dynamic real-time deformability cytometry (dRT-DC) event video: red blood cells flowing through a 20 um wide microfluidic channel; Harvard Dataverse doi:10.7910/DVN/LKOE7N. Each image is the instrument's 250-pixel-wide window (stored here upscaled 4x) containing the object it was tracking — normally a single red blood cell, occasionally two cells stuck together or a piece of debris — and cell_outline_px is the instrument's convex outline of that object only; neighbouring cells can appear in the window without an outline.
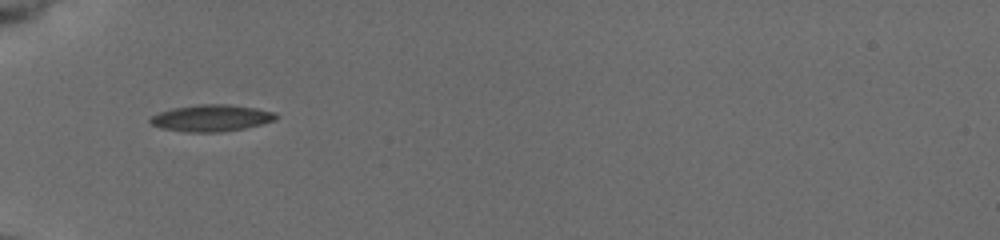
{"species": "common noctule bat (a hibernating species)", "species_latin": "Nyctalus noctula", "temperature_condition": "cold", "stored_images_in_passage": 36, "camera_frame_rate_fps": 3000, "um_per_image_px": 0.085, "animal": {"sex": "female", "body_mass_g": 19.5, "forearm_length_mm": 54.1}, "frame": {"image": 1, "passage_image": 1, "time_ms": 0.0, "image_size_px": [1000, 240], "cell_outline_px": [[280, 116], [276, 120], [244, 128], [220, 132], [184, 132], [160, 128], [152, 124], [148, 120], [152, 116], [160, 112], [172, 108], [200, 104], [228, 104], [256, 108], [276, 112]], "centroid_in_image_um": [17.98, 10.03], "position_along_channel_um": 67.0, "area_um2": 19.65}}
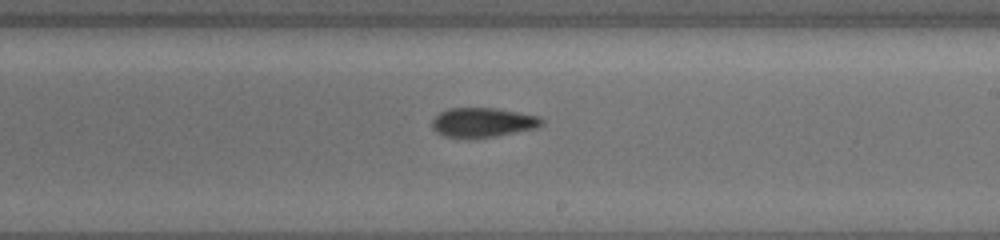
{"frame": {"image": 2, "passage_image": 16, "time_ms": 5.0, "image_size_px": [1000, 240], "cell_outline_px": [[544, 124], [536, 128], [496, 136], [464, 140], [444, 136], [436, 132], [432, 128], [432, 120], [440, 112], [448, 108], [496, 108], [540, 116], [544, 120]], "centroid_in_image_um": [41.02, 10.43], "position_along_channel_um": 248.0, "area_um2": 19.25}}
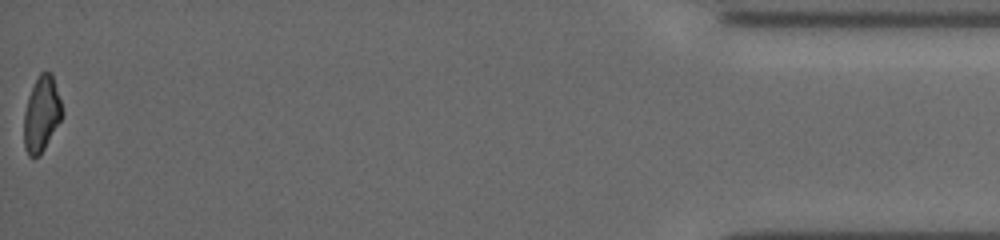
{"frame": {"image": 3, "passage_image": 36, "time_ms": 12.0, "image_size_px": [1000, 240], "cell_outline_px": [[64, 112], [60, 120], [40, 156], [28, 156], [24, 148], [24, 112], [28, 96], [40, 72], [52, 72]], "centroid_in_image_um": [3.53, 9.69], "position_along_channel_um": 431.7, "area_um2": 16.7}, "authors_computed_cell_mechanics": {"area_um2": 18.3515, "velocity_mm_per_s": 3.7433, "shape_relaxation_time_tau1_ms": 4.4356, "shape_relaxation_time_tau2_ms": 2.7846, "deformation_change_tau1": 0.1457, "deformation_change_tau2": 0.0825}}